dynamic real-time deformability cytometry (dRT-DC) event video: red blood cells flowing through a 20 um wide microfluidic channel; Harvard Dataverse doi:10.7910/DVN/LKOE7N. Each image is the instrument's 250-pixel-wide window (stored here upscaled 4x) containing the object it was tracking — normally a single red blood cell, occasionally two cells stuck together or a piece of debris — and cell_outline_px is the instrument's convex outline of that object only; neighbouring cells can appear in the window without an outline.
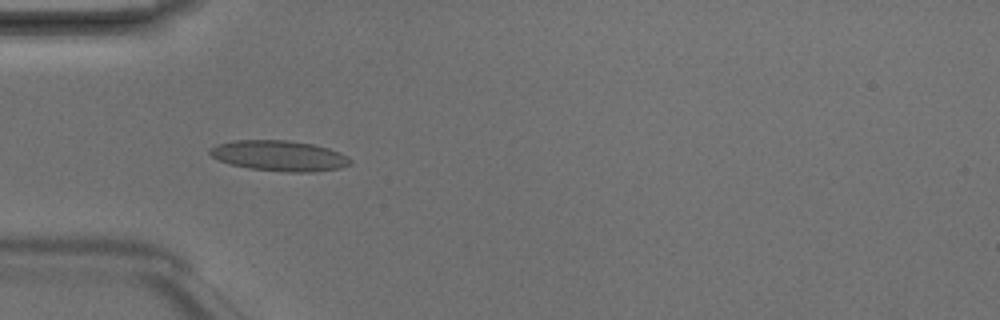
{"species": "Egyptian fruit bat (a non-hibernating species)", "species_latin": "Rousettus aegyptiacus", "temperature_condition": "room temperature", "stored_images_in_passage": 5, "camera_frame_rate_fps": 3000, "um_per_image_px": 0.085, "animal": {"sex": "male"}, "frame": {"image": 1, "passage_image": 4, "time_ms": 1.0, "image_size_px": [1000, 320], "cell_outline_px": [[352, 164], [340, 168], [312, 172], [288, 172], [248, 168], [232, 164], [220, 160], [212, 156], [208, 152], [208, 148], [216, 144], [232, 140], [288, 140], [312, 144], [328, 148], [340, 152], [348, 156], [352, 160]], "centroid_in_image_um": [23.75, 13.23], "position_along_channel_um": 61.3, "area_um2": 25.09}}